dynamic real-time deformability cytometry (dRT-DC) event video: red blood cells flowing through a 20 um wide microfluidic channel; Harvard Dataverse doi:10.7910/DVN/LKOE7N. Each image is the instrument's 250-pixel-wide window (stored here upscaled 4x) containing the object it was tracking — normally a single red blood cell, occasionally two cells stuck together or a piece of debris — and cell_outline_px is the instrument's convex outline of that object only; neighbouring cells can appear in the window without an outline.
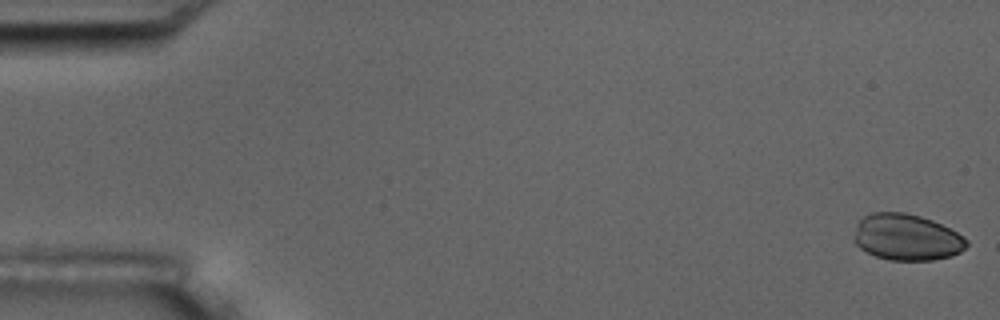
{"species": "common noctule bat (a hibernating species)", "species_latin": "Nyctalus noctula", "temperature_condition": "room temperature", "stored_images_in_passage": 4, "camera_frame_rate_fps": 3000, "um_per_image_px": 0.085, "animal": {"sex": "male", "body_mass_g": 17.5, "forearm_length_mm": 52.3}, "frame": {"image": 1, "passage_image": 1, "time_ms": 0.0, "image_size_px": [1000, 320], "cell_outline_px": [[968, 244], [960, 252], [952, 256], [932, 260], [888, 260], [876, 256], [860, 248], [852, 240], [856, 224], [864, 216], [872, 212], [904, 212], [920, 216], [932, 220], [964, 236], [968, 240]], "centroid_in_image_um": [77.04, 20.16], "position_along_channel_um": 8.0, "area_um2": 30.52}}
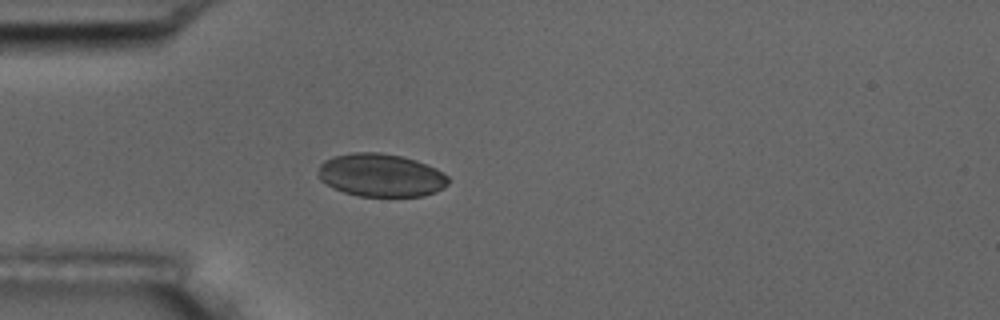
{"frame": {"image": 2, "passage_image": 4, "time_ms": 5.0, "image_size_px": [1000, 320], "cell_outline_px": [[448, 184], [436, 192], [424, 196], [360, 196], [344, 192], [332, 188], [320, 180], [320, 164], [324, 160], [332, 156], [352, 152], [380, 152], [400, 156], [416, 160], [436, 168], [448, 176]], "centroid_in_image_um": [32.38, 14.89], "position_along_channel_um": 52.6, "area_um2": 32.66}}